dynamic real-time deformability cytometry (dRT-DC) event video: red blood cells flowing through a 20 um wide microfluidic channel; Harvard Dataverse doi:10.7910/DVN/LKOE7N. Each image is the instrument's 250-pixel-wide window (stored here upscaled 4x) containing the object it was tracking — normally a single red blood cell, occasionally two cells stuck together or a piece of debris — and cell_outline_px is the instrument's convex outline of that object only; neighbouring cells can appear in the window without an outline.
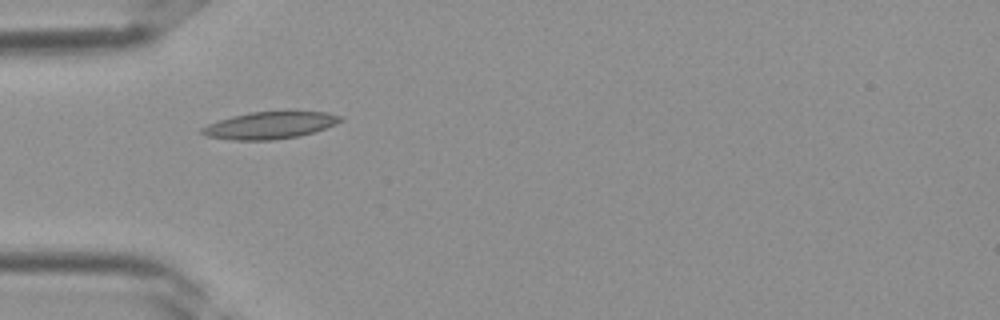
{"species": "Egyptian fruit bat (a non-hibernating species)", "species_latin": "Rousettus aegyptiacus", "temperature_condition": "room temperature", "stored_images_in_passage": 27, "camera_frame_rate_fps": 3000, "um_per_image_px": 0.085, "frame": {"image": 1, "passage_image": 1, "time_ms": 0.0, "image_size_px": [1000, 320], "cell_outline_px": [[344, 120], [336, 124], [300, 136], [272, 140], [232, 140], [208, 136], [200, 132], [200, 128], [208, 124], [232, 116], [252, 112], [328, 112], [344, 116]], "centroid_in_image_um": [22.96, 10.65], "position_along_channel_um": 62.0, "area_um2": 21.68}}
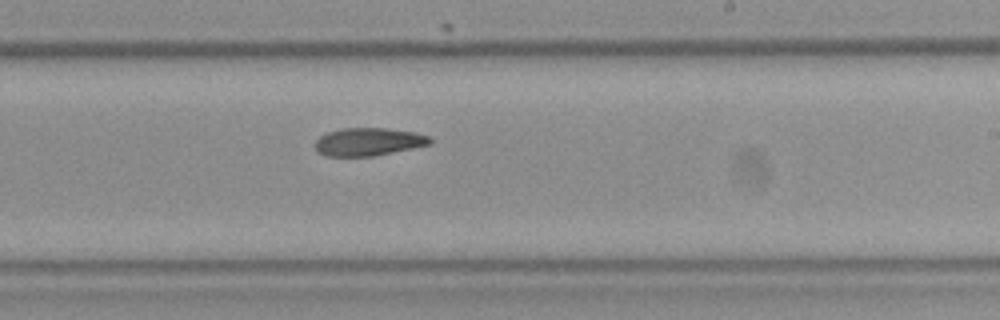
{"frame": {"image": 2, "passage_image": 12, "time_ms": 3.667, "image_size_px": [1000, 320], "cell_outline_px": [[432, 144], [376, 156], [328, 156], [320, 152], [316, 148], [316, 140], [320, 136], [328, 132], [340, 128], [388, 128], [412, 132], [428, 136], [432, 140]], "centroid_in_image_um": [31.34, 12.05], "position_along_channel_um": 257.7, "area_um2": 18.61}}
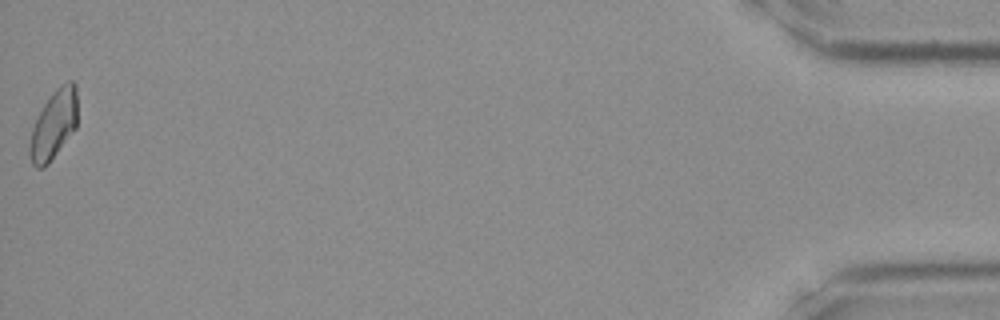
{"frame": {"image": 3, "passage_image": 27, "time_ms": 8.667, "image_size_px": [1000, 320], "cell_outline_px": [[76, 128], [48, 164], [44, 168], [36, 168], [32, 164], [28, 152], [28, 144], [32, 128], [48, 96], [60, 84], [68, 80], [72, 80], [76, 84]], "centroid_in_image_um": [4.54, 10.6], "position_along_channel_um": 430.7, "area_um2": 19.31}}